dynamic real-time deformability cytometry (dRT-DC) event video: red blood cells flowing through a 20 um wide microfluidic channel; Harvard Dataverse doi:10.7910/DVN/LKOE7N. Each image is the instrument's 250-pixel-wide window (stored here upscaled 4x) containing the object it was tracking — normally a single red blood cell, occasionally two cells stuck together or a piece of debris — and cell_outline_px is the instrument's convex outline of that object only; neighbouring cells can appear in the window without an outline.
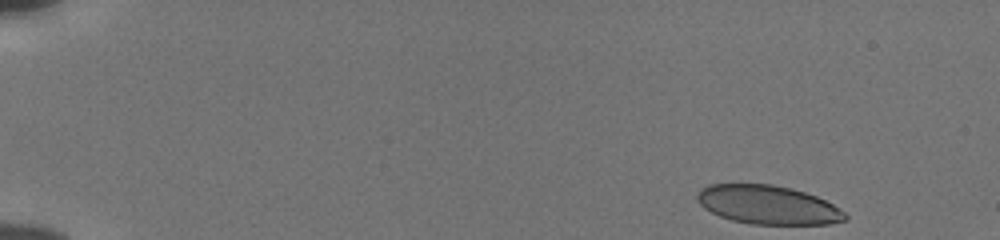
{"species": "human", "species_latin": "Homo sapiens", "temperature_condition": "cold", "stored_images_in_passage": 50, "camera_frame_rate_fps": 3000, "um_per_image_px": 0.085, "donor": {"sex": "male"}, "frame": {"image": 1, "passage_image": 1, "time_ms": 0.0, "image_size_px": [1000, 240], "cell_outline_px": [[848, 220], [828, 224], [752, 224], [732, 220], [720, 216], [704, 208], [696, 200], [696, 196], [700, 188], [708, 184], [772, 184], [792, 188], [816, 196], [840, 208], [848, 216]], "centroid_in_image_um": [65.27, 17.41], "position_along_channel_um": 19.7, "area_um2": 33.52}}
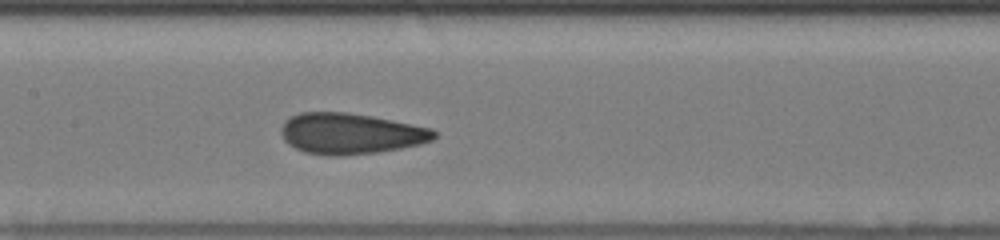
{"frame": {"image": 2, "passage_image": 24, "time_ms": 7.667, "image_size_px": [1000, 240], "cell_outline_px": [[436, 136], [432, 140], [420, 144], [380, 152], [344, 156], [324, 156], [304, 152], [288, 144], [284, 140], [280, 132], [280, 128], [284, 120], [300, 112], [348, 112], [372, 116], [432, 128], [436, 132]], "centroid_in_image_um": [29.77, 11.36], "position_along_channel_um": 177.6, "area_um2": 36.82}}
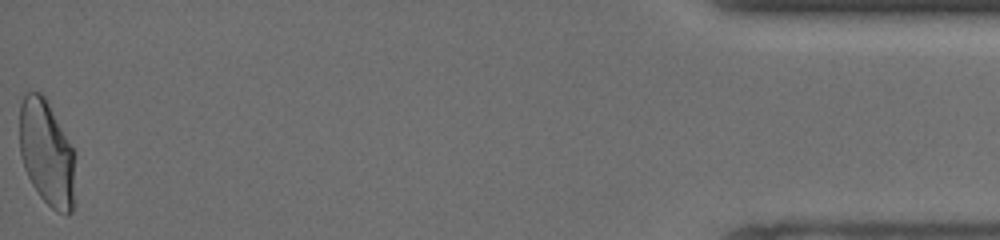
{"frame": {"image": 3, "passage_image": 50, "time_ms": 16.333, "image_size_px": [1000, 240], "cell_outline_px": [[76, 152], [72, 212], [68, 216], [56, 212], [40, 196], [32, 184], [24, 168], [20, 156], [20, 104], [24, 92], [40, 92], [44, 96]], "centroid_in_image_um": [3.98, 13.01], "position_along_channel_um": 431.2, "area_um2": 34.56}, "authors_computed_cell_mechanics": {"area_um2": 35.5181, "velocity_mm_per_s": 3.8555, "shape_relaxation_time_tau1_ms": 7.5035, "shape_relaxation_time_tau2_ms": 0.9708, "deformation_change_tau1": 0.1948, "deformation_change_tau2": 0.0743}}